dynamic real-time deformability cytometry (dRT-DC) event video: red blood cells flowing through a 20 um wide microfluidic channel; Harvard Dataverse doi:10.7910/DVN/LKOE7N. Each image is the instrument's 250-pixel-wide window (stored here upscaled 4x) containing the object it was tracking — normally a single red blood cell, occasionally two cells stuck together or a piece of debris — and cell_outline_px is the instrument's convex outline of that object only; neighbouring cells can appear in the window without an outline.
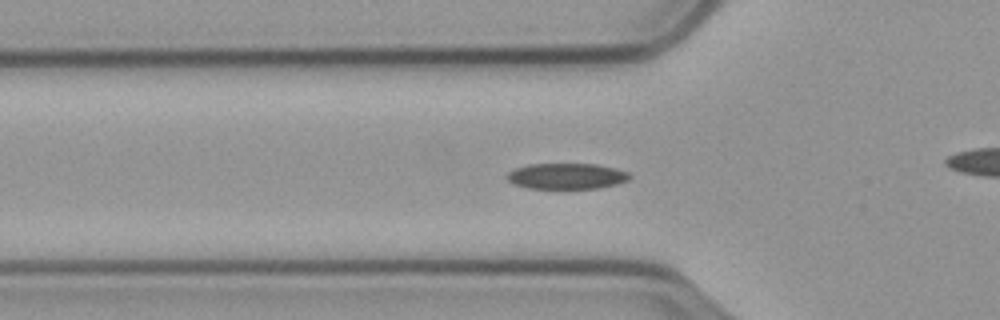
{"species": "common noctule bat (a hibernating species)", "species_latin": "Nyctalus noctula", "temperature_condition": "cold", "stored_images_in_passage": 53, "camera_frame_rate_fps": 3000, "um_per_image_px": 0.085, "animal": {"sex": "male", "body_mass_g": 23.1, "forearm_length_mm": 52.7}, "frame": {"image": 1, "passage_image": 13, "time_ms": 4.0, "image_size_px": [1000, 320], "cell_outline_px": [[632, 176], [628, 180], [616, 184], [600, 188], [528, 188], [512, 184], [504, 176], [508, 172], [516, 168], [528, 164], [596, 164], [616, 168], [628, 172]], "centroid_in_image_um": [48.15, 14.97], "position_along_channel_um": 77.7, "area_um2": 18.55}}
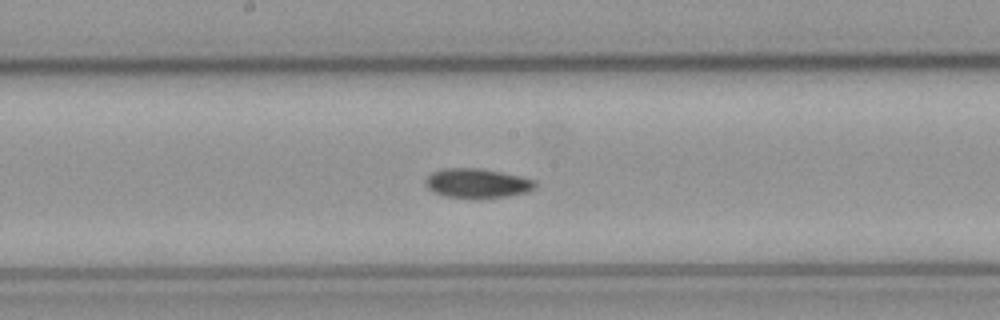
{"frame": {"image": 2, "passage_image": 24, "time_ms": 7.667, "image_size_px": [1000, 320], "cell_outline_px": [[536, 188], [528, 192], [508, 196], [444, 196], [432, 192], [424, 184], [424, 180], [432, 172], [444, 168], [480, 168], [520, 176], [536, 180]], "centroid_in_image_um": [40.56, 15.54], "position_along_channel_um": 207.6, "area_um2": 18.44}}
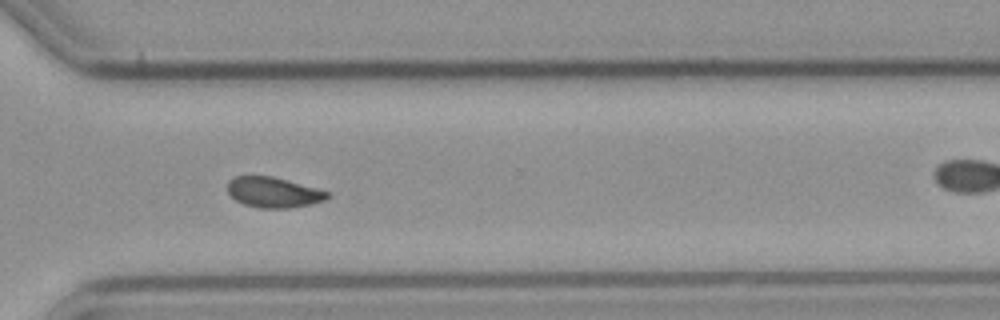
{"frame": {"image": 3, "passage_image": 36, "time_ms": 11.667, "image_size_px": [1000, 320], "cell_outline_px": [[332, 196], [324, 200], [312, 204], [288, 208], [260, 208], [244, 204], [236, 200], [228, 192], [228, 180], [236, 176], [272, 176], [288, 180], [316, 188], [328, 192]], "centroid_in_image_um": [23.25, 16.35], "position_along_channel_um": 347.3, "area_um2": 17.63}, "authors_computed_cell_mechanics": {"area_um2": 18.3804, "velocity_mm_per_s": 3.5041, "shape_relaxation_time_tau1_ms": 10.9629, "shape_relaxation_time_tau2_ms": null, "deformation_change_tau1": 0.1792, "deformation_change_tau2": null}}